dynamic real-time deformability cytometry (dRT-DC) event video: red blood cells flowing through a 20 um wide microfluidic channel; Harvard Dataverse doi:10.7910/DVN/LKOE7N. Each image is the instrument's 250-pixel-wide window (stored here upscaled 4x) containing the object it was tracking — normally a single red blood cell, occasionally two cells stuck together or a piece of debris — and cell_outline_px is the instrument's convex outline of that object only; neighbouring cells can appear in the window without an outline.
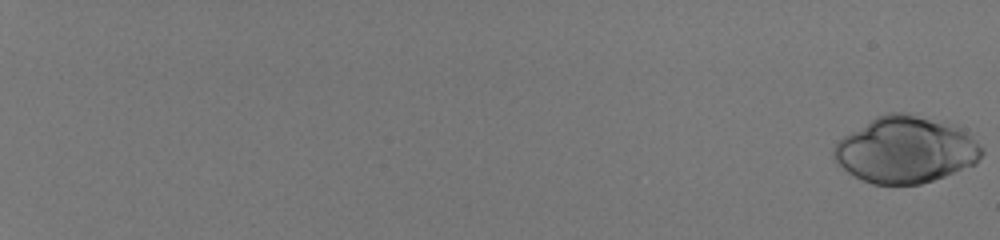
{"species": "human", "species_latin": "Homo sapiens", "temperature_condition": "room temperature", "stored_images_in_passage": 57, "camera_frame_rate_fps": 3000, "um_per_image_px": 0.085, "donor": {"sex": "male"}, "frame": {"image": 1, "passage_image": 1, "time_ms": 0.0, "image_size_px": [1000, 240], "cell_outline_px": [[984, 152], [976, 164], [944, 176], [920, 184], [872, 184], [860, 180], [836, 164], [832, 160], [832, 148], [844, 136], [876, 116], [888, 112], [908, 112], [944, 120], [968, 128], [972, 132], [984, 148]], "centroid_in_image_um": [77.04, 12.7], "position_along_channel_um": 8.0, "area_um2": 58.67}}
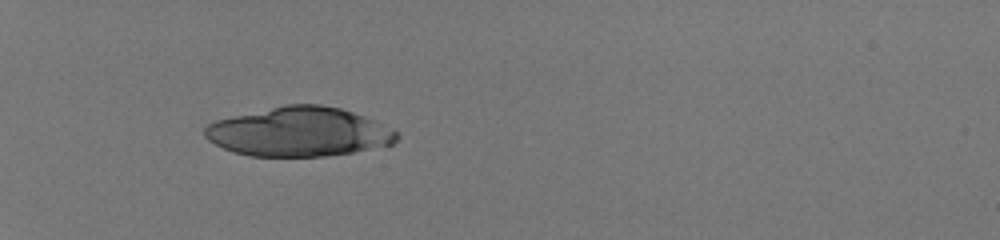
{"frame": {"image": 2, "passage_image": 24, "time_ms": 7.667, "image_size_px": [1000, 240], "cell_outline_px": [[400, 136], [392, 144], [352, 152], [324, 156], [248, 156], [232, 152], [208, 140], [204, 136], [204, 128], [208, 124], [216, 120], [232, 116], [284, 104], [320, 104], [340, 108], [364, 116], [396, 132]], "centroid_in_image_um": [25.37, 11.2], "position_along_channel_um": 59.6, "area_um2": 54.79}}